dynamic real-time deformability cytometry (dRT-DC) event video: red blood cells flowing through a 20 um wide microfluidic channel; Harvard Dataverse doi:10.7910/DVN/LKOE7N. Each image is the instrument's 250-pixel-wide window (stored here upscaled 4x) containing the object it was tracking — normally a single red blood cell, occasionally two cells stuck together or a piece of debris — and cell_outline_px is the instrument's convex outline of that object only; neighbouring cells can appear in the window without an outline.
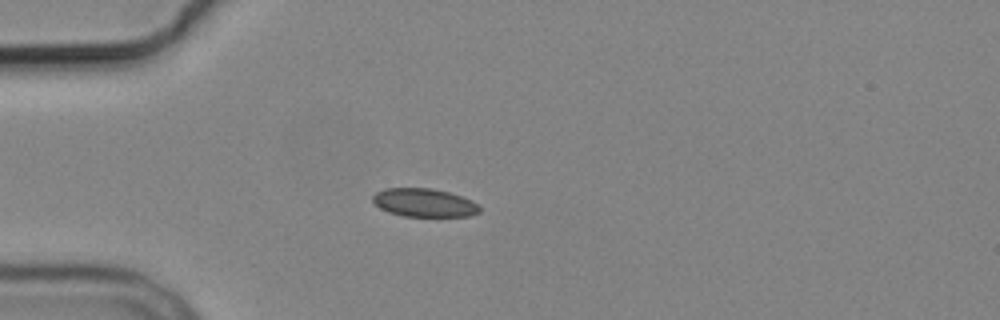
{"species": "common noctule bat (a hibernating species)", "species_latin": "Nyctalus noctula", "temperature_condition": "cold", "stored_images_in_passage": 2, "camera_frame_rate_fps": 3000, "um_per_image_px": 0.085, "animal": {"sex": "male", "body_mass_g": 19.2, "forearm_length_mm": 51.8}, "frame": {"image": 1, "passage_image": 2, "time_ms": 1.333, "image_size_px": [1000, 320], "cell_outline_px": [[480, 212], [468, 216], [404, 216], [388, 212], [380, 208], [372, 200], [372, 196], [376, 192], [384, 188], [432, 188], [448, 192], [472, 200], [480, 208]], "centroid_in_image_um": [36.03, 17.22], "position_along_channel_um": 49.0, "area_um2": 17.57}}